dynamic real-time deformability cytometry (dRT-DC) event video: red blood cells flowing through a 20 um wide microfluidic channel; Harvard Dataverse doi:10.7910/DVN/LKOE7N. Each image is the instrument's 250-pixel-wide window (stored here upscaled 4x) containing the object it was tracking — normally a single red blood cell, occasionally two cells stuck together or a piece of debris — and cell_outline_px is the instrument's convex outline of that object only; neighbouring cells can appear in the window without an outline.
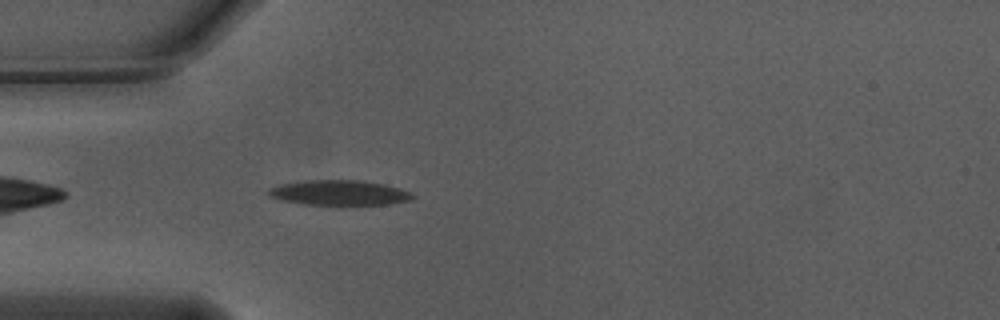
{"species": "Egyptian fruit bat (a non-hibernating species)", "species_latin": "Rousettus aegyptiacus", "temperature_condition": "warm", "stored_images_in_passage": 32, "camera_frame_rate_fps": 3000, "um_per_image_px": 0.085, "animal": {"sex": "male"}, "frame": {"image": 1, "passage_image": 3, "time_ms": 0.667, "image_size_px": [1000, 320], "cell_outline_px": [[416, 196], [412, 200], [388, 204], [304, 204], [280, 200], [272, 196], [268, 192], [268, 188], [280, 184], [308, 180], [360, 180], [380, 184], [412, 192]], "centroid_in_image_um": [28.83, 16.38], "position_along_channel_um": 56.2, "area_um2": 20.69}}
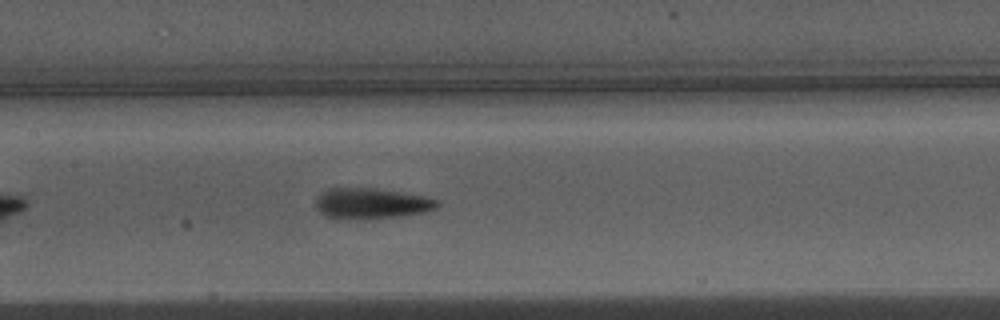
{"frame": {"image": 2, "passage_image": 13, "time_ms": 4.0, "image_size_px": [1000, 320], "cell_outline_px": [[440, 204], [436, 208], [424, 212], [400, 216], [364, 220], [336, 220], [320, 212], [316, 208], [316, 196], [320, 192], [328, 188], [372, 188], [400, 192], [424, 196], [436, 200]], "centroid_in_image_um": [31.5, 17.31], "position_along_channel_um": 175.9, "area_um2": 22.08}}
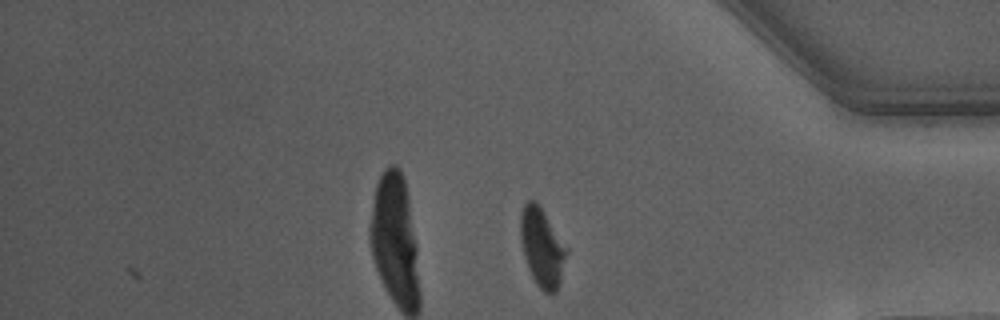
{"frame": {"image": 3, "passage_image": 32, "time_ms": 10.333, "image_size_px": [1000, 320], "cell_outline_px": [[568, 252], [560, 280], [556, 292], [552, 296], [544, 292], [536, 284], [528, 268], [524, 256], [520, 240], [520, 216], [524, 204], [528, 200], [536, 200], [568, 248]], "centroid_in_image_um": [46.07, 21.04], "position_along_channel_um": 389.1, "area_um2": 21.21}, "authors_computed_cell_mechanics": {"area_um2": 21.0392, "velocity_mm_per_s": 3.7238, "shape_relaxation_time_tau1_ms": 4.5058, "shape_relaxation_time_tau2_ms": 2.1905, "deformation_change_tau1": 0.1841, "deformation_change_tau2": 0.1171}}